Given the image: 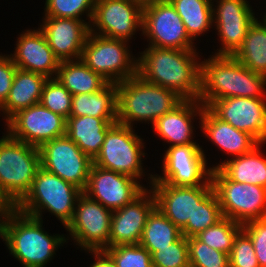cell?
<instances>
[{"label":"cell","instance_id":"obj_1","mask_svg":"<svg viewBox=\"0 0 266 267\" xmlns=\"http://www.w3.org/2000/svg\"><path fill=\"white\" fill-rule=\"evenodd\" d=\"M140 54L137 62L140 77L175 92L183 100H198L201 76L199 52L148 46Z\"/></svg>","mask_w":266,"mask_h":267},{"label":"cell","instance_id":"obj_2","mask_svg":"<svg viewBox=\"0 0 266 267\" xmlns=\"http://www.w3.org/2000/svg\"><path fill=\"white\" fill-rule=\"evenodd\" d=\"M266 76L255 73L231 55H210L201 61L198 101L208 106L227 97L266 98Z\"/></svg>","mask_w":266,"mask_h":267},{"label":"cell","instance_id":"obj_3","mask_svg":"<svg viewBox=\"0 0 266 267\" xmlns=\"http://www.w3.org/2000/svg\"><path fill=\"white\" fill-rule=\"evenodd\" d=\"M0 237L9 254L23 267H45L55 257V251L70 239L63 234L49 235L43 228V220L17 208L0 222Z\"/></svg>","mask_w":266,"mask_h":267},{"label":"cell","instance_id":"obj_4","mask_svg":"<svg viewBox=\"0 0 266 267\" xmlns=\"http://www.w3.org/2000/svg\"><path fill=\"white\" fill-rule=\"evenodd\" d=\"M182 101L175 92L150 83L136 74L117 83V123L133 127L134 123L145 121L153 125Z\"/></svg>","mask_w":266,"mask_h":267},{"label":"cell","instance_id":"obj_5","mask_svg":"<svg viewBox=\"0 0 266 267\" xmlns=\"http://www.w3.org/2000/svg\"><path fill=\"white\" fill-rule=\"evenodd\" d=\"M82 193L77 186L40 167L30 191L16 208L41 220L42 212L48 211L66 228L73 219L76 201Z\"/></svg>","mask_w":266,"mask_h":267},{"label":"cell","instance_id":"obj_6","mask_svg":"<svg viewBox=\"0 0 266 267\" xmlns=\"http://www.w3.org/2000/svg\"><path fill=\"white\" fill-rule=\"evenodd\" d=\"M0 138V189L16 206L30 191L41 167L39 148L12 138Z\"/></svg>","mask_w":266,"mask_h":267},{"label":"cell","instance_id":"obj_7","mask_svg":"<svg viewBox=\"0 0 266 267\" xmlns=\"http://www.w3.org/2000/svg\"><path fill=\"white\" fill-rule=\"evenodd\" d=\"M128 41L89 32L81 60L107 82L120 83L137 74L138 57L130 52Z\"/></svg>","mask_w":266,"mask_h":267},{"label":"cell","instance_id":"obj_8","mask_svg":"<svg viewBox=\"0 0 266 267\" xmlns=\"http://www.w3.org/2000/svg\"><path fill=\"white\" fill-rule=\"evenodd\" d=\"M134 127L115 123L106 133L100 152L93 164L139 180L146 176L142 157L144 140L135 133ZM145 174V175H143Z\"/></svg>","mask_w":266,"mask_h":267},{"label":"cell","instance_id":"obj_9","mask_svg":"<svg viewBox=\"0 0 266 267\" xmlns=\"http://www.w3.org/2000/svg\"><path fill=\"white\" fill-rule=\"evenodd\" d=\"M211 183L223 217L240 224L266 218V188L232 181L218 168L211 171Z\"/></svg>","mask_w":266,"mask_h":267},{"label":"cell","instance_id":"obj_10","mask_svg":"<svg viewBox=\"0 0 266 267\" xmlns=\"http://www.w3.org/2000/svg\"><path fill=\"white\" fill-rule=\"evenodd\" d=\"M205 155L199 144L169 146L163 154L162 174L148 173V183H166L173 186L205 185L211 179L212 171L207 166Z\"/></svg>","mask_w":266,"mask_h":267},{"label":"cell","instance_id":"obj_11","mask_svg":"<svg viewBox=\"0 0 266 267\" xmlns=\"http://www.w3.org/2000/svg\"><path fill=\"white\" fill-rule=\"evenodd\" d=\"M112 214L110 209L82 193L76 201L73 219L65 230L81 250L103 252L109 248Z\"/></svg>","mask_w":266,"mask_h":267},{"label":"cell","instance_id":"obj_12","mask_svg":"<svg viewBox=\"0 0 266 267\" xmlns=\"http://www.w3.org/2000/svg\"><path fill=\"white\" fill-rule=\"evenodd\" d=\"M142 36H146L148 46L197 50L189 37L182 18L169 0L143 6Z\"/></svg>","mask_w":266,"mask_h":267},{"label":"cell","instance_id":"obj_13","mask_svg":"<svg viewBox=\"0 0 266 267\" xmlns=\"http://www.w3.org/2000/svg\"><path fill=\"white\" fill-rule=\"evenodd\" d=\"M39 153L42 168L82 191L85 189L93 160L67 135L45 142Z\"/></svg>","mask_w":266,"mask_h":267},{"label":"cell","instance_id":"obj_14","mask_svg":"<svg viewBox=\"0 0 266 267\" xmlns=\"http://www.w3.org/2000/svg\"><path fill=\"white\" fill-rule=\"evenodd\" d=\"M142 13L143 6L136 0H95L90 32L130 42L142 31Z\"/></svg>","mask_w":266,"mask_h":267},{"label":"cell","instance_id":"obj_15","mask_svg":"<svg viewBox=\"0 0 266 267\" xmlns=\"http://www.w3.org/2000/svg\"><path fill=\"white\" fill-rule=\"evenodd\" d=\"M66 124V118L38 103L14 114L5 129L12 138L39 148L45 142L66 135Z\"/></svg>","mask_w":266,"mask_h":267},{"label":"cell","instance_id":"obj_16","mask_svg":"<svg viewBox=\"0 0 266 267\" xmlns=\"http://www.w3.org/2000/svg\"><path fill=\"white\" fill-rule=\"evenodd\" d=\"M212 16L222 46L213 55L233 56L242 46L249 27L257 19L255 12L247 0H213Z\"/></svg>","mask_w":266,"mask_h":267},{"label":"cell","instance_id":"obj_17","mask_svg":"<svg viewBox=\"0 0 266 267\" xmlns=\"http://www.w3.org/2000/svg\"><path fill=\"white\" fill-rule=\"evenodd\" d=\"M145 187L131 176L92 164L83 193L113 212L130 203Z\"/></svg>","mask_w":266,"mask_h":267},{"label":"cell","instance_id":"obj_18","mask_svg":"<svg viewBox=\"0 0 266 267\" xmlns=\"http://www.w3.org/2000/svg\"><path fill=\"white\" fill-rule=\"evenodd\" d=\"M266 98L227 97L207 107L222 121L266 144Z\"/></svg>","mask_w":266,"mask_h":267},{"label":"cell","instance_id":"obj_19","mask_svg":"<svg viewBox=\"0 0 266 267\" xmlns=\"http://www.w3.org/2000/svg\"><path fill=\"white\" fill-rule=\"evenodd\" d=\"M150 185L156 207L180 230L188 221H192L196 204L213 189L211 179L202 186H173L166 183Z\"/></svg>","mask_w":266,"mask_h":267},{"label":"cell","instance_id":"obj_20","mask_svg":"<svg viewBox=\"0 0 266 267\" xmlns=\"http://www.w3.org/2000/svg\"><path fill=\"white\" fill-rule=\"evenodd\" d=\"M155 207V196L146 187L130 203L113 211L109 247L139 244L147 218Z\"/></svg>","mask_w":266,"mask_h":267},{"label":"cell","instance_id":"obj_21","mask_svg":"<svg viewBox=\"0 0 266 267\" xmlns=\"http://www.w3.org/2000/svg\"><path fill=\"white\" fill-rule=\"evenodd\" d=\"M39 28L55 57L60 61L81 59L90 32L89 21L72 18L44 17Z\"/></svg>","mask_w":266,"mask_h":267},{"label":"cell","instance_id":"obj_22","mask_svg":"<svg viewBox=\"0 0 266 267\" xmlns=\"http://www.w3.org/2000/svg\"><path fill=\"white\" fill-rule=\"evenodd\" d=\"M15 51L9 54L18 69L55 78L60 61L55 57L43 32L27 29L17 38Z\"/></svg>","mask_w":266,"mask_h":267},{"label":"cell","instance_id":"obj_23","mask_svg":"<svg viewBox=\"0 0 266 267\" xmlns=\"http://www.w3.org/2000/svg\"><path fill=\"white\" fill-rule=\"evenodd\" d=\"M204 105L198 100H183L172 111L158 118L153 129L168 146L198 144L194 141V119H201Z\"/></svg>","mask_w":266,"mask_h":267},{"label":"cell","instance_id":"obj_24","mask_svg":"<svg viewBox=\"0 0 266 267\" xmlns=\"http://www.w3.org/2000/svg\"><path fill=\"white\" fill-rule=\"evenodd\" d=\"M199 122V128L209 141L231 157L248 153L260 144L254 136L222 121L206 106Z\"/></svg>","mask_w":266,"mask_h":267},{"label":"cell","instance_id":"obj_25","mask_svg":"<svg viewBox=\"0 0 266 267\" xmlns=\"http://www.w3.org/2000/svg\"><path fill=\"white\" fill-rule=\"evenodd\" d=\"M117 123V118L70 116L66 135L92 160L100 152L107 131Z\"/></svg>","mask_w":266,"mask_h":267},{"label":"cell","instance_id":"obj_26","mask_svg":"<svg viewBox=\"0 0 266 267\" xmlns=\"http://www.w3.org/2000/svg\"><path fill=\"white\" fill-rule=\"evenodd\" d=\"M47 77L36 72L18 69L14 74L9 96L0 107L5 123L18 111L40 102L42 89Z\"/></svg>","mask_w":266,"mask_h":267},{"label":"cell","instance_id":"obj_27","mask_svg":"<svg viewBox=\"0 0 266 267\" xmlns=\"http://www.w3.org/2000/svg\"><path fill=\"white\" fill-rule=\"evenodd\" d=\"M262 143L243 155L221 161L218 168L228 179L239 183L254 184L266 188V157L261 152Z\"/></svg>","mask_w":266,"mask_h":267},{"label":"cell","instance_id":"obj_28","mask_svg":"<svg viewBox=\"0 0 266 267\" xmlns=\"http://www.w3.org/2000/svg\"><path fill=\"white\" fill-rule=\"evenodd\" d=\"M55 78L72 95L94 93L108 83L81 59L60 62Z\"/></svg>","mask_w":266,"mask_h":267},{"label":"cell","instance_id":"obj_29","mask_svg":"<svg viewBox=\"0 0 266 267\" xmlns=\"http://www.w3.org/2000/svg\"><path fill=\"white\" fill-rule=\"evenodd\" d=\"M117 118V83L108 82L101 90L72 96L70 116Z\"/></svg>","mask_w":266,"mask_h":267},{"label":"cell","instance_id":"obj_30","mask_svg":"<svg viewBox=\"0 0 266 267\" xmlns=\"http://www.w3.org/2000/svg\"><path fill=\"white\" fill-rule=\"evenodd\" d=\"M258 19L249 27L242 46L233 56L251 71L266 76V25Z\"/></svg>","mask_w":266,"mask_h":267},{"label":"cell","instance_id":"obj_31","mask_svg":"<svg viewBox=\"0 0 266 267\" xmlns=\"http://www.w3.org/2000/svg\"><path fill=\"white\" fill-rule=\"evenodd\" d=\"M169 1L182 18L186 31L193 41L214 27L211 0Z\"/></svg>","mask_w":266,"mask_h":267},{"label":"cell","instance_id":"obj_32","mask_svg":"<svg viewBox=\"0 0 266 267\" xmlns=\"http://www.w3.org/2000/svg\"><path fill=\"white\" fill-rule=\"evenodd\" d=\"M181 235V230L155 207L147 218L139 244L152 254L175 242Z\"/></svg>","mask_w":266,"mask_h":267},{"label":"cell","instance_id":"obj_33","mask_svg":"<svg viewBox=\"0 0 266 267\" xmlns=\"http://www.w3.org/2000/svg\"><path fill=\"white\" fill-rule=\"evenodd\" d=\"M223 218L217 196L212 189L198 204H196L192 221L187 222L181 229V233L187 239L195 237L208 227L217 224Z\"/></svg>","mask_w":266,"mask_h":267},{"label":"cell","instance_id":"obj_34","mask_svg":"<svg viewBox=\"0 0 266 267\" xmlns=\"http://www.w3.org/2000/svg\"><path fill=\"white\" fill-rule=\"evenodd\" d=\"M241 230L242 224L224 217L217 224L208 227L195 237L209 247L229 255L235 237Z\"/></svg>","mask_w":266,"mask_h":267},{"label":"cell","instance_id":"obj_35","mask_svg":"<svg viewBox=\"0 0 266 267\" xmlns=\"http://www.w3.org/2000/svg\"><path fill=\"white\" fill-rule=\"evenodd\" d=\"M103 253L114 267H153L151 253L140 244L109 247Z\"/></svg>","mask_w":266,"mask_h":267},{"label":"cell","instance_id":"obj_36","mask_svg":"<svg viewBox=\"0 0 266 267\" xmlns=\"http://www.w3.org/2000/svg\"><path fill=\"white\" fill-rule=\"evenodd\" d=\"M94 6L95 0H45L44 16L83 20L86 14L90 26Z\"/></svg>","mask_w":266,"mask_h":267},{"label":"cell","instance_id":"obj_37","mask_svg":"<svg viewBox=\"0 0 266 267\" xmlns=\"http://www.w3.org/2000/svg\"><path fill=\"white\" fill-rule=\"evenodd\" d=\"M72 96L56 78H48L39 103L67 119L70 117Z\"/></svg>","mask_w":266,"mask_h":267},{"label":"cell","instance_id":"obj_38","mask_svg":"<svg viewBox=\"0 0 266 267\" xmlns=\"http://www.w3.org/2000/svg\"><path fill=\"white\" fill-rule=\"evenodd\" d=\"M190 267H230L229 255L209 247L196 237L187 239Z\"/></svg>","mask_w":266,"mask_h":267},{"label":"cell","instance_id":"obj_39","mask_svg":"<svg viewBox=\"0 0 266 267\" xmlns=\"http://www.w3.org/2000/svg\"><path fill=\"white\" fill-rule=\"evenodd\" d=\"M153 267H190L187 238L181 235L175 242L151 254Z\"/></svg>","mask_w":266,"mask_h":267},{"label":"cell","instance_id":"obj_40","mask_svg":"<svg viewBox=\"0 0 266 267\" xmlns=\"http://www.w3.org/2000/svg\"><path fill=\"white\" fill-rule=\"evenodd\" d=\"M230 267H260L251 238L241 230L229 254Z\"/></svg>","mask_w":266,"mask_h":267},{"label":"cell","instance_id":"obj_41","mask_svg":"<svg viewBox=\"0 0 266 267\" xmlns=\"http://www.w3.org/2000/svg\"><path fill=\"white\" fill-rule=\"evenodd\" d=\"M242 230L251 238L260 267H266V218L242 224Z\"/></svg>","mask_w":266,"mask_h":267},{"label":"cell","instance_id":"obj_42","mask_svg":"<svg viewBox=\"0 0 266 267\" xmlns=\"http://www.w3.org/2000/svg\"><path fill=\"white\" fill-rule=\"evenodd\" d=\"M17 70L10 55L0 54V107L7 100Z\"/></svg>","mask_w":266,"mask_h":267},{"label":"cell","instance_id":"obj_43","mask_svg":"<svg viewBox=\"0 0 266 267\" xmlns=\"http://www.w3.org/2000/svg\"><path fill=\"white\" fill-rule=\"evenodd\" d=\"M15 208L16 206L8 199V197L0 189V222Z\"/></svg>","mask_w":266,"mask_h":267},{"label":"cell","instance_id":"obj_44","mask_svg":"<svg viewBox=\"0 0 266 267\" xmlns=\"http://www.w3.org/2000/svg\"><path fill=\"white\" fill-rule=\"evenodd\" d=\"M91 255L95 259L90 267H114V264L103 252H91Z\"/></svg>","mask_w":266,"mask_h":267},{"label":"cell","instance_id":"obj_45","mask_svg":"<svg viewBox=\"0 0 266 267\" xmlns=\"http://www.w3.org/2000/svg\"><path fill=\"white\" fill-rule=\"evenodd\" d=\"M139 4H141L142 6H145L147 4L150 3H154V2H159V1H164V0H136Z\"/></svg>","mask_w":266,"mask_h":267},{"label":"cell","instance_id":"obj_46","mask_svg":"<svg viewBox=\"0 0 266 267\" xmlns=\"http://www.w3.org/2000/svg\"><path fill=\"white\" fill-rule=\"evenodd\" d=\"M261 18H263V19H260V20H262V22L266 25V13H265V15H264L263 17H261Z\"/></svg>","mask_w":266,"mask_h":267}]
</instances>
